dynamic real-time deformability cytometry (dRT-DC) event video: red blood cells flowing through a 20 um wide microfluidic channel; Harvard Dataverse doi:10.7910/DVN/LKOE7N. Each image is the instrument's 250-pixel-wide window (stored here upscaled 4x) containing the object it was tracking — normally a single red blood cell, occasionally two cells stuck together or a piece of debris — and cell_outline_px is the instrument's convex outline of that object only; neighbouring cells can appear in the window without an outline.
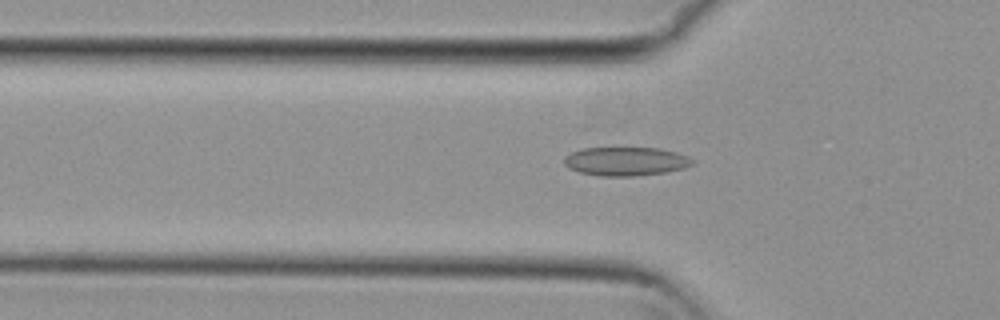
{"species": "common noctule bat (a hibernating species)", "species_latin": "Nyctalus noctula", "temperature_condition": "cold", "stored_images_in_passage": 45, "camera_frame_rate_fps": 3000, "um_per_image_px": 0.085, "animal": {"sex": "female", "body_mass_g": 29.2, "forearm_length_mm": 56.3}, "frame": {"image": 1, "passage_image": 18, "time_ms": 5.667, "image_size_px": [1000, 320], "cell_outline_px": [[692, 164], [684, 168], [668, 172], [632, 176], [600, 176], [580, 172], [568, 168], [564, 164], [564, 156], [572, 152], [584, 148], [660, 148], [676, 152], [688, 156], [692, 160]], "centroid_in_image_um": [53.18, 13.71], "position_along_channel_um": 72.6, "area_um2": 21.44}}
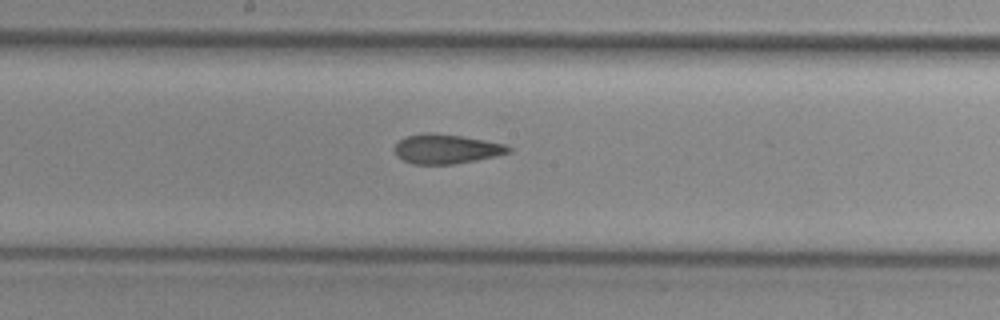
{"frame": {"image": 2, "passage_image": 29, "time_ms": 9.333, "image_size_px": [1000, 320], "cell_outline_px": [[512, 152], [496, 156], [476, 160], [452, 164], [412, 164], [396, 156], [392, 148], [404, 136], [424, 132], [432, 132], [460, 136], [484, 140], [504, 144], [512, 148]], "centroid_in_image_um": [37.89, 12.65], "position_along_channel_um": 210.3, "area_um2": 19.71}}
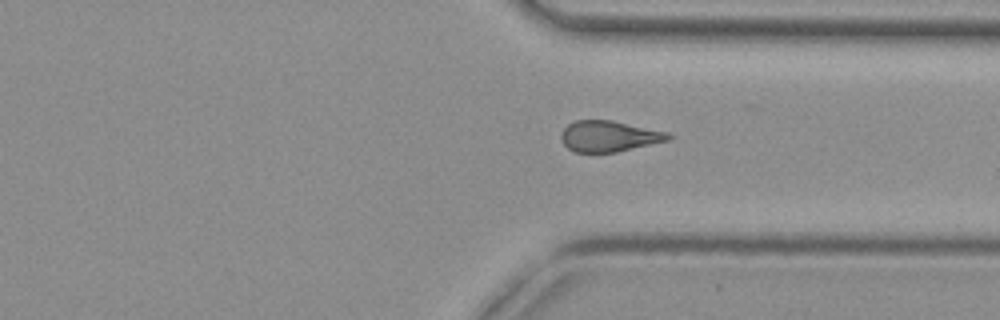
{"frame": {"image": 3, "passage_image": 41, "time_ms": 13.333, "image_size_px": [1000, 320], "cell_outline_px": [[672, 136], [668, 140], [616, 152], [572, 152], [564, 144], [560, 136], [564, 128], [568, 124], [576, 120], [612, 120], [668, 132]], "centroid_in_image_um": [51.74, 11.57], "position_along_channel_um": 359.7, "area_um2": 19.19}}